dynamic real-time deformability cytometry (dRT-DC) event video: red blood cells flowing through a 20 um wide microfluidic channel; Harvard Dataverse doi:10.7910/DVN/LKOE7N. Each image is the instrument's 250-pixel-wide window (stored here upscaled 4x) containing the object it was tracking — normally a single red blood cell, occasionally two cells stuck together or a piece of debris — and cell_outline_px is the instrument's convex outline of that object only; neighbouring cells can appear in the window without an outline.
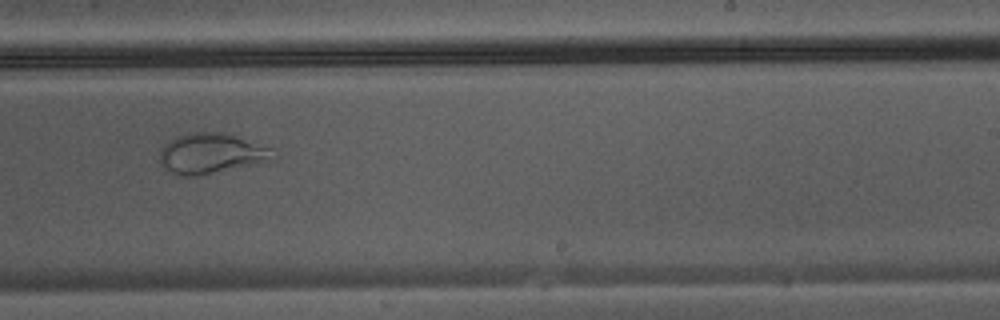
{"species": "Egyptian fruit bat (a non-hibernating species)", "species_latin": "Rousettus aegyptiacus", "temperature_condition": "warm", "stored_images_in_passage": 28, "camera_frame_rate_fps": 3000, "um_per_image_px": 0.085, "animal": {"sex": "male"}, "frame": {"image": 1, "passage_image": 16, "time_ms": 5.0, "image_size_px": [1000, 320], "cell_outline_px": [[276, 160], [260, 164], [200, 176], [176, 176], [164, 168], [160, 164], [160, 148], [168, 140], [180, 136], [196, 132], [224, 132], [276, 148]], "centroid_in_image_um": [18.04, 13.07], "position_along_channel_um": 271.0, "area_um2": 27.57}}